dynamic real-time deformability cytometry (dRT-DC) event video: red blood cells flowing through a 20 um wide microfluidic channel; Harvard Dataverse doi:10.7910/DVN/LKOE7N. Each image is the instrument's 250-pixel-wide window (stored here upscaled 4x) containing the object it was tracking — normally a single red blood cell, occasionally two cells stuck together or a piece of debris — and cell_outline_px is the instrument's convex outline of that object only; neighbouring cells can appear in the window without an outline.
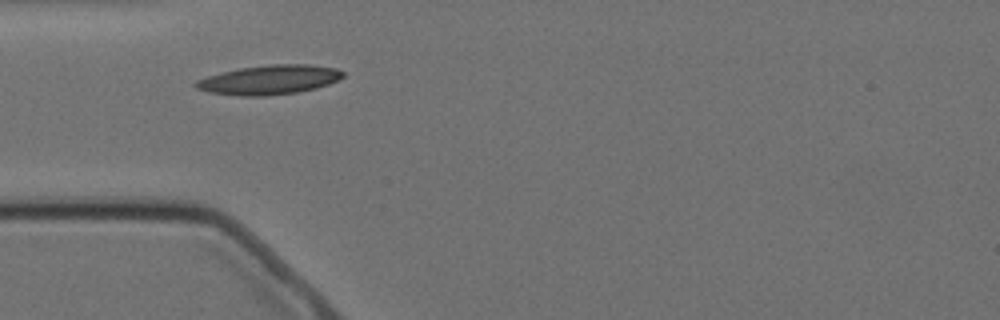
{"species": "Egyptian fruit bat (a non-hibernating species)", "species_latin": "Rousettus aegyptiacus", "temperature_condition": "cold", "stored_images_in_passage": 6, "camera_frame_rate_fps": 3000, "um_per_image_px": 0.085, "animal": {"sex": "female"}, "frame": {"image": 1, "passage_image": 1, "time_ms": 0.0, "image_size_px": [1000, 320], "cell_outline_px": [[344, 76], [328, 84], [316, 88], [296, 92], [264, 96], [236, 96], [208, 92], [196, 88], [192, 84], [196, 80], [208, 76], [240, 68], [272, 64], [308, 64], [336, 68], [344, 72]], "centroid_in_image_um": [22.86, 6.78], "position_along_channel_um": 62.1, "area_um2": 25.09}}
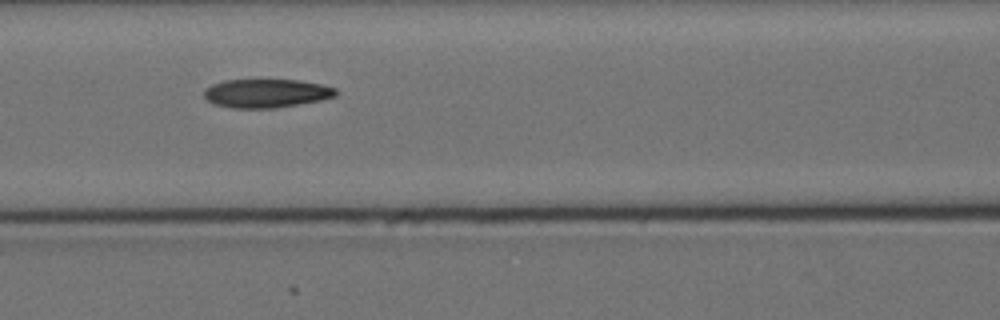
{"frame": {"image": 2, "passage_image": 3, "time_ms": 2.333, "image_size_px": [1000, 320], "cell_outline_px": [[340, 92], [336, 96], [320, 100], [276, 108], [228, 108], [216, 104], [208, 100], [204, 96], [204, 88], [212, 84], [224, 80], [300, 80], [320, 84], [336, 88]], "centroid_in_image_um": [22.64, 7.93], "position_along_channel_um": 144.0, "area_um2": 22.08}}
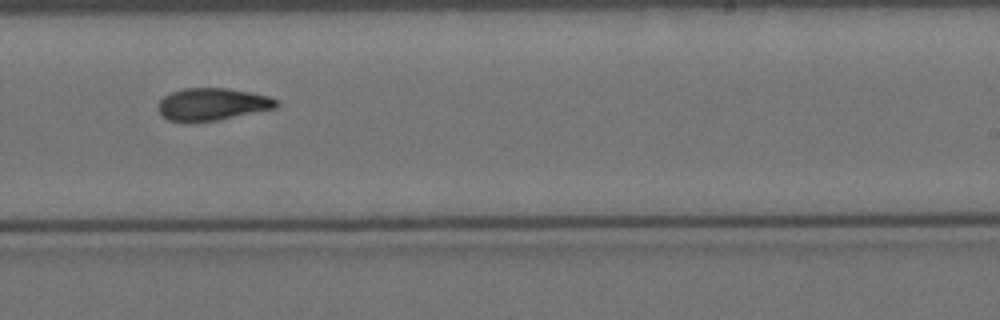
{"frame": {"image": 3, "passage_image": 6, "time_ms": 6.0, "image_size_px": [1000, 320], "cell_outline_px": [[280, 104], [276, 108], [216, 120], [168, 120], [160, 112], [160, 100], [164, 96], [172, 92], [184, 88], [228, 88], [252, 92], [268, 96], [276, 100]], "centroid_in_image_um": [18.11, 8.83], "position_along_channel_um": 270.9, "area_um2": 21.68}}